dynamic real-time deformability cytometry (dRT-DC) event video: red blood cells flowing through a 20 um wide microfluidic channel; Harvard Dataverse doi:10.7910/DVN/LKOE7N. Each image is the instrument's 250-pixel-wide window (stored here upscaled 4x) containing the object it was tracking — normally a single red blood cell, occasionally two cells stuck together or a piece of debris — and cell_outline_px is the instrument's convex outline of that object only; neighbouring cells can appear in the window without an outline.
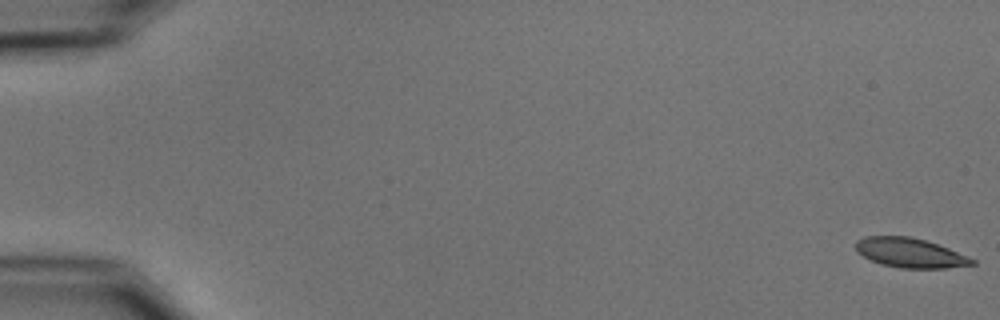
{"species": "common noctule bat (a hibernating species)", "species_latin": "Nyctalus noctula", "temperature_condition": "cold", "stored_images_in_passage": 56, "segment_of_instrument_passage": [1, 2], "camera_frame_rate_fps": 3000, "um_per_image_px": 0.085, "animal": {"sex": "male", "body_mass_g": 15.6}, "frame": {"image": 1, "passage_image": 1, "time_ms": 0.0, "image_size_px": [1000, 320], "cell_outline_px": [[976, 264], [944, 268], [900, 268], [884, 264], [872, 260], [856, 252], [856, 240], [864, 236], [908, 236], [924, 240], [948, 248], [968, 256], [976, 260]], "centroid_in_image_um": [77.35, 21.49], "position_along_channel_um": 7.6, "area_um2": 19.83}}
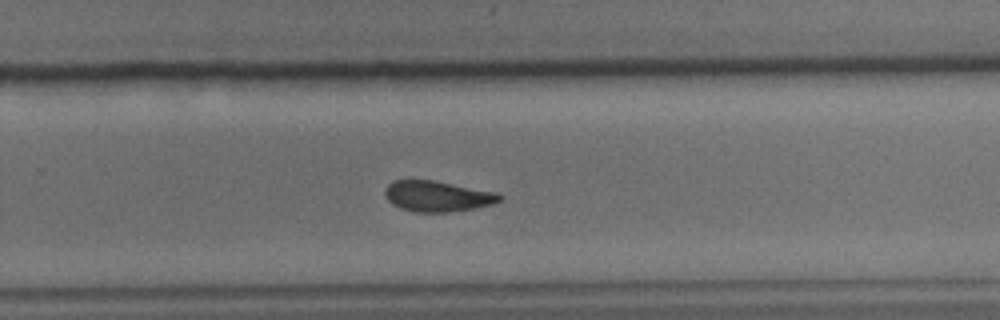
{"frame": {"image": 2, "passage_image": 37, "time_ms": 12.0, "image_size_px": [1000, 320], "cell_outline_px": [[504, 196], [500, 200], [492, 204], [472, 208], [448, 212], [416, 212], [400, 208], [392, 204], [388, 200], [384, 192], [388, 184], [392, 180], [432, 180], [496, 192]], "centroid_in_image_um": [37.15, 16.67], "position_along_channel_um": 292.6, "area_um2": 20.35}}
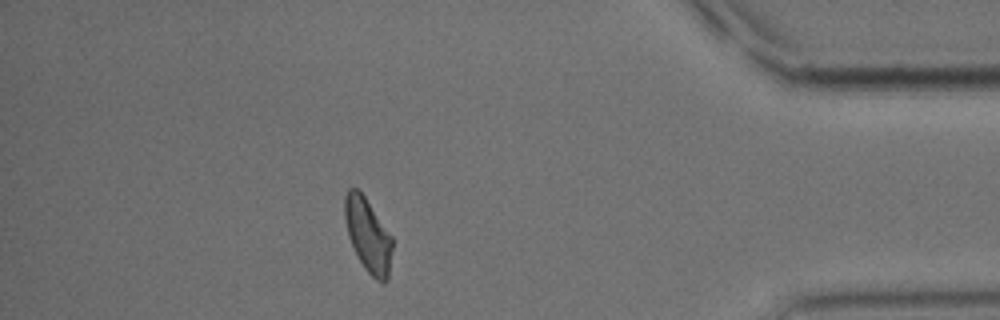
{"frame": {"image": 3, "passage_image": 49, "time_ms": 16.0, "image_size_px": [1000, 320], "cell_outline_px": [[392, 248], [388, 280], [384, 284], [376, 280], [364, 268], [348, 236], [344, 220], [344, 196], [348, 188], [356, 188], [364, 196], [392, 236]], "centroid_in_image_um": [31.27, 19.99], "position_along_channel_um": 403.9, "area_um2": 20.35}}